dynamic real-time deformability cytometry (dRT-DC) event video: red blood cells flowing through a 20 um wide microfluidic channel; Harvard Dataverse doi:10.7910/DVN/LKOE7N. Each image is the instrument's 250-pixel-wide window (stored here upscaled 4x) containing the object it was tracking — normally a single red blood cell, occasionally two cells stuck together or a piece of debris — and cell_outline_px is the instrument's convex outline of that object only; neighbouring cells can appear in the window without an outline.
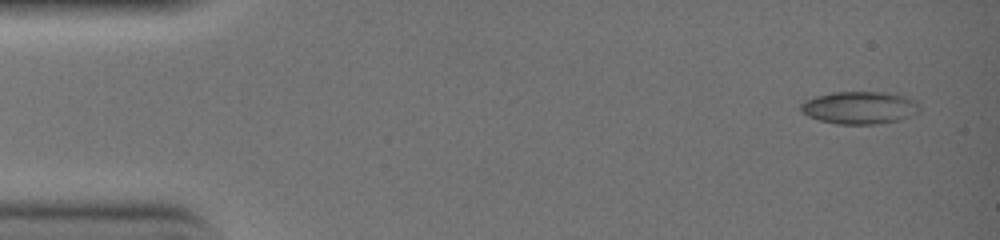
{"species": "common noctule bat (a hibernating species)", "species_latin": "Nyctalus noctula", "temperature_condition": "warm", "stored_images_in_passage": 10, "camera_frame_rate_fps": 3000, "um_per_image_px": 0.085, "animal": {"sex": "female", "body_mass_g": 19.0, "forearm_length_mm": 51.5}, "frame": {"image": 1, "passage_image": 1, "time_ms": 0.0, "image_size_px": [1000, 240], "cell_outline_px": [[920, 112], [900, 120], [876, 124], [836, 124], [820, 120], [808, 116], [800, 108], [800, 104], [804, 100], [816, 96], [832, 92], [888, 92], [904, 96], [916, 100], [920, 104]], "centroid_in_image_um": [73.1, 9.15], "position_along_channel_um": 11.9, "area_um2": 22.72}}